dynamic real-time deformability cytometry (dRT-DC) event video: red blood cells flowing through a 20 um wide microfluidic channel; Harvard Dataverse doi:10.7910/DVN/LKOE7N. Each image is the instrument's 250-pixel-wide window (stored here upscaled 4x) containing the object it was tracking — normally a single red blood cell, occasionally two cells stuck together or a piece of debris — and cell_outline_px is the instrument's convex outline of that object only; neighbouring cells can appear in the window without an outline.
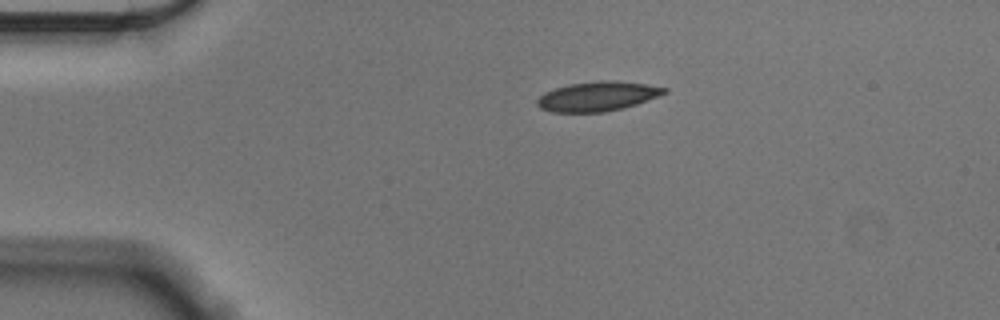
{"species": "Egyptian fruit bat (a non-hibernating species)", "species_latin": "Rousettus aegyptiacus", "temperature_condition": "cold", "stored_images_in_passage": 46, "camera_frame_rate_fps": 3000, "um_per_image_px": 0.085, "animal": {"sex": "male"}, "frame": {"image": 1, "passage_image": 1, "time_ms": 0.0, "image_size_px": [1000, 320], "cell_outline_px": [[668, 92], [636, 104], [624, 108], [604, 112], [552, 112], [540, 108], [536, 104], [536, 100], [544, 92], [568, 84], [604, 80], [612, 80], [644, 84], [668, 88]], "centroid_in_image_um": [50.77, 8.19], "position_along_channel_um": 34.2, "area_um2": 21.79}}
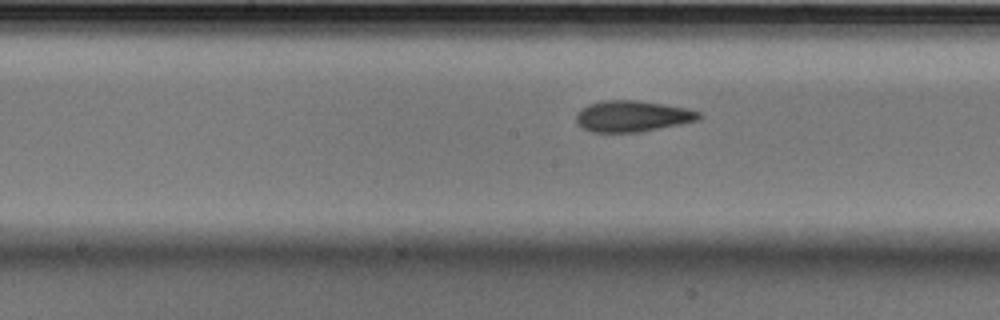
{"frame": {"image": 2, "passage_image": 18, "time_ms": 5.667, "image_size_px": [1000, 320], "cell_outline_px": [[700, 116], [696, 120], [680, 124], [640, 132], [592, 132], [584, 128], [576, 120], [576, 112], [580, 108], [588, 104], [604, 100], [636, 100], [664, 104], [684, 108], [700, 112]], "centroid_in_image_um": [53.7, 9.87], "position_along_channel_um": 194.5, "area_um2": 22.08}}
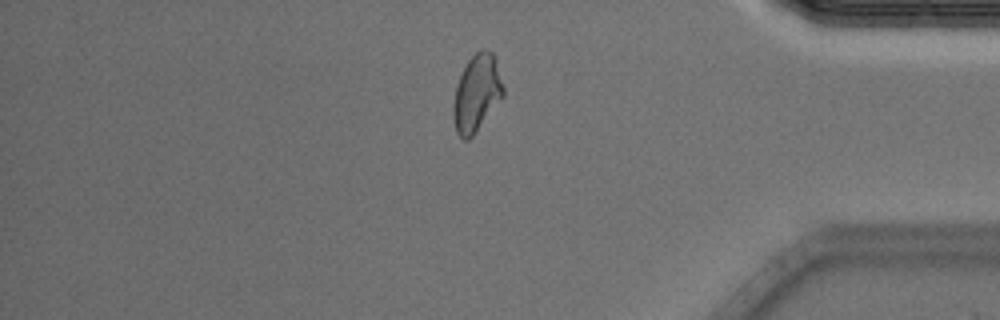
{"frame": {"image": 3, "passage_image": 37, "time_ms": 12.0, "image_size_px": [1000, 320], "cell_outline_px": [[504, 96], [472, 136], [468, 140], [464, 140], [456, 132], [452, 116], [452, 108], [456, 84], [468, 60], [480, 48], [484, 48], [492, 52], [496, 60], [504, 88]], "centroid_in_image_um": [40.51, 7.91], "position_along_channel_um": 394.7, "area_um2": 22.43}, "authors_computed_cell_mechanics": {"area_um2": 22.0507, "velocity_mm_per_s": 3.566, "shape_relaxation_time_tau1_ms": 4.3915, "shape_relaxation_time_tau2_ms": 2.2423, "deformation_change_tau1": 0.119, "deformation_change_tau2": 0.07}}